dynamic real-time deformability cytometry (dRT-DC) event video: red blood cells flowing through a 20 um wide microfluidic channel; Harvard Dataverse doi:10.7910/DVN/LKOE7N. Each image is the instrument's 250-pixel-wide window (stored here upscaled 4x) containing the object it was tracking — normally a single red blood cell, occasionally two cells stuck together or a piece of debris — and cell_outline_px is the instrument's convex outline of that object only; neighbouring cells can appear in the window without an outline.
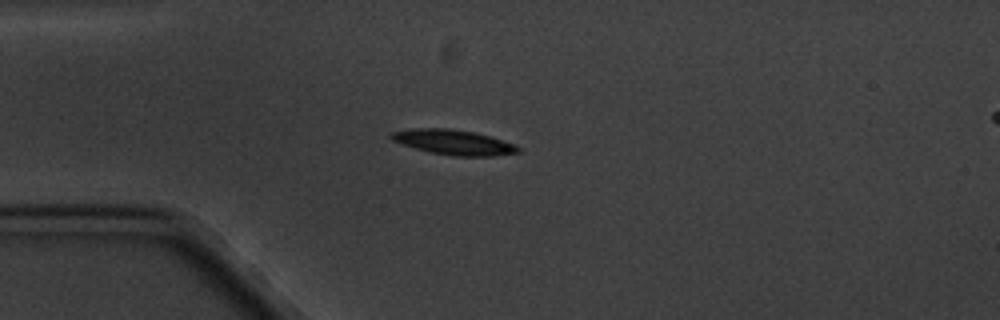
{"species": "common noctule bat (a hibernating species)", "species_latin": "Nyctalus noctula", "temperature_condition": "cold", "stored_images_in_passage": 9, "camera_frame_rate_fps": 3000, "um_per_image_px": 0.085, "animal": {"sex": "male", "body_mass_g": 20.1, "forearm_length_mm": 53.5}, "frame": {"image": 1, "passage_image": 4, "time_ms": 3.333, "image_size_px": [1000, 320], "cell_outline_px": [[520, 152], [492, 156], [456, 156], [428, 152], [392, 140], [388, 136], [392, 132], [412, 128], [448, 128], [476, 132], [516, 144], [520, 148]], "centroid_in_image_um": [38.57, 12.08], "position_along_channel_um": 46.4, "area_um2": 18.5}}
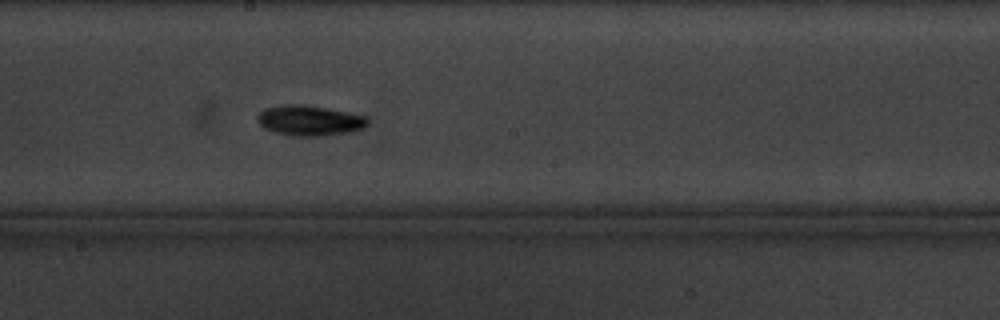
{"frame": {"image": 2, "passage_image": 9, "time_ms": 9.0, "image_size_px": [1000, 320], "cell_outline_px": [[368, 124], [364, 128], [348, 132], [320, 136], [292, 136], [276, 132], [264, 128], [256, 120], [256, 116], [264, 108], [280, 104], [304, 104], [348, 112], [368, 116]], "centroid_in_image_um": [26.29, 10.23], "position_along_channel_um": 221.9, "area_um2": 19.65}}